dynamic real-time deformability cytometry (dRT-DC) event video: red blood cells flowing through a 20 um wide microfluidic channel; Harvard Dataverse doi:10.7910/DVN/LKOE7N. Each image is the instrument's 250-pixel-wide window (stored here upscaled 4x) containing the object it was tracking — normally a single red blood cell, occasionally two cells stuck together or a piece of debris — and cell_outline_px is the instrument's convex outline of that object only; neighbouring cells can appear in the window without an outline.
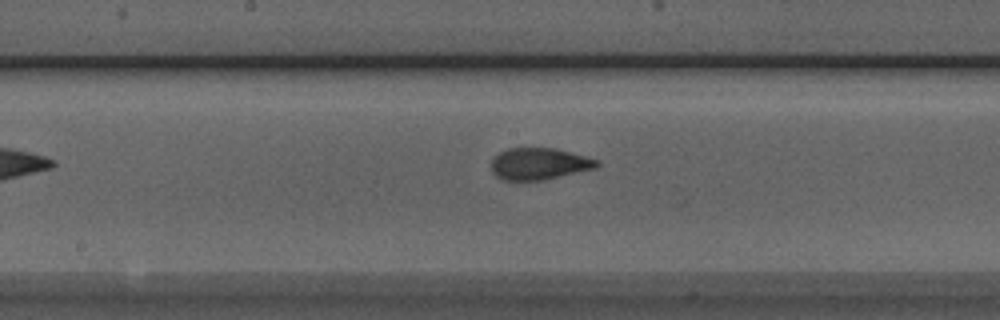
{"species": "Egyptian fruit bat (a non-hibernating species)", "species_latin": "Rousettus aegyptiacus", "temperature_condition": "room temperature", "stored_images_in_passage": 8, "camera_frame_rate_fps": 3000, "um_per_image_px": 0.085, "animal": {"sex": "male"}, "frame": {"image": 1, "passage_image": 7, "time_ms": 8.0, "image_size_px": [1000, 320], "cell_outline_px": [[600, 164], [596, 168], [544, 180], [500, 180], [492, 172], [492, 156], [508, 148], [556, 148], [600, 160]], "centroid_in_image_um": [45.83, 13.92], "position_along_channel_um": 202.4, "area_um2": 19.71}}
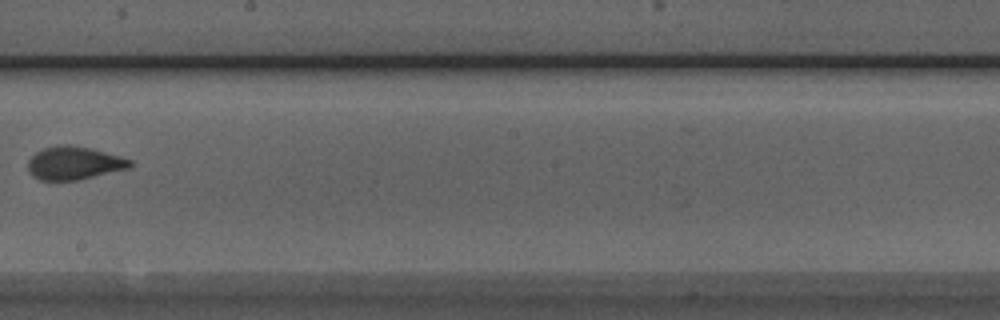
{"frame": {"image": 2, "passage_image": 8, "time_ms": 9.0, "image_size_px": [1000, 320], "cell_outline_px": [[132, 164], [128, 168], [76, 180], [40, 180], [32, 176], [28, 172], [28, 160], [36, 152], [44, 148], [64, 144], [68, 144], [88, 148], [120, 156], [132, 160]], "centroid_in_image_um": [6.25, 13.86], "position_along_channel_um": 241.9, "area_um2": 19.42}}